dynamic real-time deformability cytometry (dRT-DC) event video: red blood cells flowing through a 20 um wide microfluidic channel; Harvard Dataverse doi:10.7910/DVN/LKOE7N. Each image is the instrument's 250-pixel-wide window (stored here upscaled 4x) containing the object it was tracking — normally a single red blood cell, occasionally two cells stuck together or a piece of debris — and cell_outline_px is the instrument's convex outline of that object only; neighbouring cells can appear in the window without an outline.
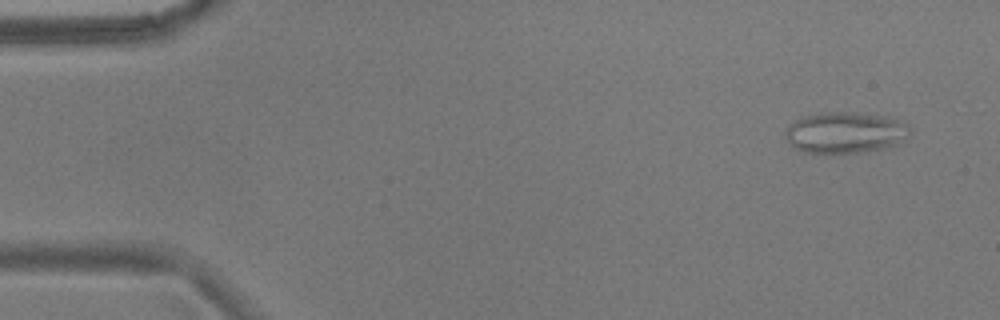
{"species": "common noctule bat (a hibernating species)", "species_latin": "Nyctalus noctula", "temperature_condition": "warm", "stored_images_in_passage": 45, "camera_frame_rate_fps": 3000, "um_per_image_px": 0.085, "animal": {"sex": "male", "body_mass_g": 17.9}, "frame": {"image": 1, "passage_image": 4, "time_ms": 1.0, "image_size_px": [1000, 320], "cell_outline_px": [[912, 132], [908, 136], [884, 148], [860, 152], [804, 152], [788, 144], [784, 136], [784, 132], [788, 124], [800, 116], [820, 112], [856, 112], [884, 116], [904, 120], [912, 128]], "centroid_in_image_um": [71.81, 11.23], "position_along_channel_um": 13.2, "area_um2": 30.17}}
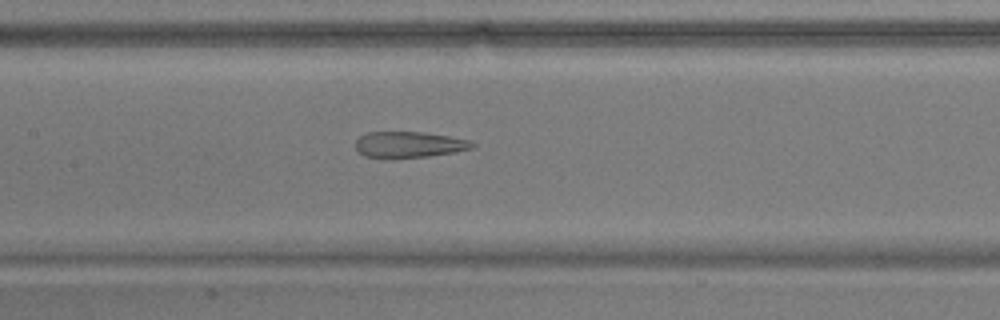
{"frame": {"image": 2, "passage_image": 26, "time_ms": 8.333, "image_size_px": [1000, 320], "cell_outline_px": [[476, 144], [472, 148], [456, 152], [428, 156], [392, 160], [364, 156], [356, 148], [356, 140], [360, 136], [368, 132], [424, 132], [472, 140]], "centroid_in_image_um": [34.77, 12.31], "position_along_channel_um": 172.6, "area_um2": 18.15}}
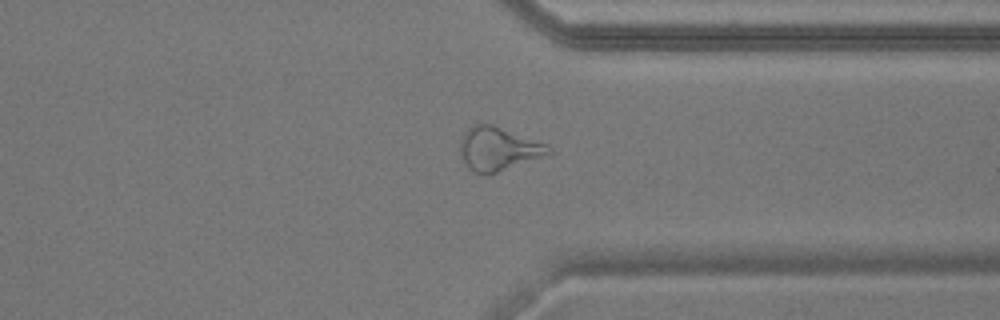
{"frame": {"image": 3, "passage_image": 42, "time_ms": 13.667, "image_size_px": [1000, 320], "cell_outline_px": [[552, 152], [496, 172], [484, 176], [472, 172], [464, 160], [460, 148], [460, 140], [464, 132], [468, 128], [476, 124], [492, 124], [548, 144], [552, 148]], "centroid_in_image_um": [42.32, 12.64], "position_along_channel_um": 369.1, "area_um2": 22.02}}